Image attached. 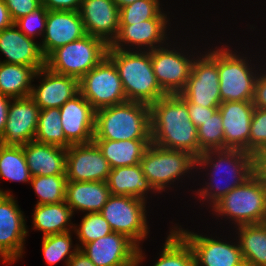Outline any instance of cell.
I'll use <instances>...</instances> for the list:
<instances>
[{
  "instance_id": "13",
  "label": "cell",
  "mask_w": 266,
  "mask_h": 266,
  "mask_svg": "<svg viewBox=\"0 0 266 266\" xmlns=\"http://www.w3.org/2000/svg\"><path fill=\"white\" fill-rule=\"evenodd\" d=\"M24 217L13 194H0V258L3 263L12 264L22 258L28 234Z\"/></svg>"
},
{
  "instance_id": "38",
  "label": "cell",
  "mask_w": 266,
  "mask_h": 266,
  "mask_svg": "<svg viewBox=\"0 0 266 266\" xmlns=\"http://www.w3.org/2000/svg\"><path fill=\"white\" fill-rule=\"evenodd\" d=\"M74 226V233L77 234L78 240L81 242L76 244L80 249L85 244L97 240L100 237H104L112 233V229L108 221L98 213H86L81 220V224L76 228Z\"/></svg>"
},
{
  "instance_id": "6",
  "label": "cell",
  "mask_w": 266,
  "mask_h": 266,
  "mask_svg": "<svg viewBox=\"0 0 266 266\" xmlns=\"http://www.w3.org/2000/svg\"><path fill=\"white\" fill-rule=\"evenodd\" d=\"M109 45L89 34L55 49L46 59L50 71L80 80L106 56Z\"/></svg>"
},
{
  "instance_id": "30",
  "label": "cell",
  "mask_w": 266,
  "mask_h": 266,
  "mask_svg": "<svg viewBox=\"0 0 266 266\" xmlns=\"http://www.w3.org/2000/svg\"><path fill=\"white\" fill-rule=\"evenodd\" d=\"M36 72L26 65L0 62V93L12 99L29 97Z\"/></svg>"
},
{
  "instance_id": "33",
  "label": "cell",
  "mask_w": 266,
  "mask_h": 266,
  "mask_svg": "<svg viewBox=\"0 0 266 266\" xmlns=\"http://www.w3.org/2000/svg\"><path fill=\"white\" fill-rule=\"evenodd\" d=\"M170 231L160 258L153 266H196L191 245L175 228Z\"/></svg>"
},
{
  "instance_id": "48",
  "label": "cell",
  "mask_w": 266,
  "mask_h": 266,
  "mask_svg": "<svg viewBox=\"0 0 266 266\" xmlns=\"http://www.w3.org/2000/svg\"><path fill=\"white\" fill-rule=\"evenodd\" d=\"M67 266H95V264L79 249L69 260Z\"/></svg>"
},
{
  "instance_id": "3",
  "label": "cell",
  "mask_w": 266,
  "mask_h": 266,
  "mask_svg": "<svg viewBox=\"0 0 266 266\" xmlns=\"http://www.w3.org/2000/svg\"><path fill=\"white\" fill-rule=\"evenodd\" d=\"M93 140H151L150 105L126 101L95 111Z\"/></svg>"
},
{
  "instance_id": "42",
  "label": "cell",
  "mask_w": 266,
  "mask_h": 266,
  "mask_svg": "<svg viewBox=\"0 0 266 266\" xmlns=\"http://www.w3.org/2000/svg\"><path fill=\"white\" fill-rule=\"evenodd\" d=\"M13 22L41 6V0H3Z\"/></svg>"
},
{
  "instance_id": "28",
  "label": "cell",
  "mask_w": 266,
  "mask_h": 266,
  "mask_svg": "<svg viewBox=\"0 0 266 266\" xmlns=\"http://www.w3.org/2000/svg\"><path fill=\"white\" fill-rule=\"evenodd\" d=\"M111 169L140 164L151 140H93Z\"/></svg>"
},
{
  "instance_id": "44",
  "label": "cell",
  "mask_w": 266,
  "mask_h": 266,
  "mask_svg": "<svg viewBox=\"0 0 266 266\" xmlns=\"http://www.w3.org/2000/svg\"><path fill=\"white\" fill-rule=\"evenodd\" d=\"M260 72L255 82L252 102L255 108L266 109V71L262 70Z\"/></svg>"
},
{
  "instance_id": "41",
  "label": "cell",
  "mask_w": 266,
  "mask_h": 266,
  "mask_svg": "<svg viewBox=\"0 0 266 266\" xmlns=\"http://www.w3.org/2000/svg\"><path fill=\"white\" fill-rule=\"evenodd\" d=\"M266 148V109L255 108L253 111L250 136L249 153L255 155Z\"/></svg>"
},
{
  "instance_id": "26",
  "label": "cell",
  "mask_w": 266,
  "mask_h": 266,
  "mask_svg": "<svg viewBox=\"0 0 266 266\" xmlns=\"http://www.w3.org/2000/svg\"><path fill=\"white\" fill-rule=\"evenodd\" d=\"M110 190L106 182L67 181L65 202L74 211L98 213L102 210L110 196Z\"/></svg>"
},
{
  "instance_id": "24",
  "label": "cell",
  "mask_w": 266,
  "mask_h": 266,
  "mask_svg": "<svg viewBox=\"0 0 266 266\" xmlns=\"http://www.w3.org/2000/svg\"><path fill=\"white\" fill-rule=\"evenodd\" d=\"M16 28L13 24L0 32V52L6 57V60L0 62L26 65L33 67L36 71L44 68L45 58L40 44Z\"/></svg>"
},
{
  "instance_id": "45",
  "label": "cell",
  "mask_w": 266,
  "mask_h": 266,
  "mask_svg": "<svg viewBox=\"0 0 266 266\" xmlns=\"http://www.w3.org/2000/svg\"><path fill=\"white\" fill-rule=\"evenodd\" d=\"M82 0H41L47 10L79 11Z\"/></svg>"
},
{
  "instance_id": "5",
  "label": "cell",
  "mask_w": 266,
  "mask_h": 266,
  "mask_svg": "<svg viewBox=\"0 0 266 266\" xmlns=\"http://www.w3.org/2000/svg\"><path fill=\"white\" fill-rule=\"evenodd\" d=\"M211 207L221 218L234 221L236 227L266 222V185L254 174Z\"/></svg>"
},
{
  "instance_id": "46",
  "label": "cell",
  "mask_w": 266,
  "mask_h": 266,
  "mask_svg": "<svg viewBox=\"0 0 266 266\" xmlns=\"http://www.w3.org/2000/svg\"><path fill=\"white\" fill-rule=\"evenodd\" d=\"M254 173L266 185V148L254 155Z\"/></svg>"
},
{
  "instance_id": "29",
  "label": "cell",
  "mask_w": 266,
  "mask_h": 266,
  "mask_svg": "<svg viewBox=\"0 0 266 266\" xmlns=\"http://www.w3.org/2000/svg\"><path fill=\"white\" fill-rule=\"evenodd\" d=\"M73 210L65 201L53 204L35 205L33 228L43 232V237L65 233L74 229L71 218Z\"/></svg>"
},
{
  "instance_id": "1",
  "label": "cell",
  "mask_w": 266,
  "mask_h": 266,
  "mask_svg": "<svg viewBox=\"0 0 266 266\" xmlns=\"http://www.w3.org/2000/svg\"><path fill=\"white\" fill-rule=\"evenodd\" d=\"M151 143L170 150H183L198 158L197 127L187 104L177 95H166L150 105Z\"/></svg>"
},
{
  "instance_id": "4",
  "label": "cell",
  "mask_w": 266,
  "mask_h": 266,
  "mask_svg": "<svg viewBox=\"0 0 266 266\" xmlns=\"http://www.w3.org/2000/svg\"><path fill=\"white\" fill-rule=\"evenodd\" d=\"M107 57L117 68L127 101L151 105L167 95L156 80L151 51L108 49Z\"/></svg>"
},
{
  "instance_id": "50",
  "label": "cell",
  "mask_w": 266,
  "mask_h": 266,
  "mask_svg": "<svg viewBox=\"0 0 266 266\" xmlns=\"http://www.w3.org/2000/svg\"><path fill=\"white\" fill-rule=\"evenodd\" d=\"M116 4V6L121 9L122 7H125L127 5L132 4L133 2L137 1V0H113Z\"/></svg>"
},
{
  "instance_id": "27",
  "label": "cell",
  "mask_w": 266,
  "mask_h": 266,
  "mask_svg": "<svg viewBox=\"0 0 266 266\" xmlns=\"http://www.w3.org/2000/svg\"><path fill=\"white\" fill-rule=\"evenodd\" d=\"M106 183L111 195L133 196L147 201L145 194L156 192L144 176L140 164L111 169Z\"/></svg>"
},
{
  "instance_id": "9",
  "label": "cell",
  "mask_w": 266,
  "mask_h": 266,
  "mask_svg": "<svg viewBox=\"0 0 266 266\" xmlns=\"http://www.w3.org/2000/svg\"><path fill=\"white\" fill-rule=\"evenodd\" d=\"M146 203L133 196L110 195L100 213L113 232L127 236L140 247L149 234Z\"/></svg>"
},
{
  "instance_id": "36",
  "label": "cell",
  "mask_w": 266,
  "mask_h": 266,
  "mask_svg": "<svg viewBox=\"0 0 266 266\" xmlns=\"http://www.w3.org/2000/svg\"><path fill=\"white\" fill-rule=\"evenodd\" d=\"M71 233L68 231L42 237V253L48 265H55L67 257L65 259L67 266L69 260L79 250L77 245L72 246Z\"/></svg>"
},
{
  "instance_id": "11",
  "label": "cell",
  "mask_w": 266,
  "mask_h": 266,
  "mask_svg": "<svg viewBox=\"0 0 266 266\" xmlns=\"http://www.w3.org/2000/svg\"><path fill=\"white\" fill-rule=\"evenodd\" d=\"M193 61L191 73L185 88L179 93L189 103L202 107H219L220 81L217 67V47Z\"/></svg>"
},
{
  "instance_id": "40",
  "label": "cell",
  "mask_w": 266,
  "mask_h": 266,
  "mask_svg": "<svg viewBox=\"0 0 266 266\" xmlns=\"http://www.w3.org/2000/svg\"><path fill=\"white\" fill-rule=\"evenodd\" d=\"M48 10L41 5L35 11L17 19L14 24L27 37L34 39L36 36H43L46 27Z\"/></svg>"
},
{
  "instance_id": "25",
  "label": "cell",
  "mask_w": 266,
  "mask_h": 266,
  "mask_svg": "<svg viewBox=\"0 0 266 266\" xmlns=\"http://www.w3.org/2000/svg\"><path fill=\"white\" fill-rule=\"evenodd\" d=\"M23 150L32 177L66 175V148L33 140Z\"/></svg>"
},
{
  "instance_id": "31",
  "label": "cell",
  "mask_w": 266,
  "mask_h": 266,
  "mask_svg": "<svg viewBox=\"0 0 266 266\" xmlns=\"http://www.w3.org/2000/svg\"><path fill=\"white\" fill-rule=\"evenodd\" d=\"M246 266H266V222L237 226Z\"/></svg>"
},
{
  "instance_id": "37",
  "label": "cell",
  "mask_w": 266,
  "mask_h": 266,
  "mask_svg": "<svg viewBox=\"0 0 266 266\" xmlns=\"http://www.w3.org/2000/svg\"><path fill=\"white\" fill-rule=\"evenodd\" d=\"M160 0H137L119 9V24H133L153 18H168L160 8Z\"/></svg>"
},
{
  "instance_id": "32",
  "label": "cell",
  "mask_w": 266,
  "mask_h": 266,
  "mask_svg": "<svg viewBox=\"0 0 266 266\" xmlns=\"http://www.w3.org/2000/svg\"><path fill=\"white\" fill-rule=\"evenodd\" d=\"M0 178L8 181L30 183L32 175L26 163L23 147L0 143ZM0 194L10 195L0 189Z\"/></svg>"
},
{
  "instance_id": "12",
  "label": "cell",
  "mask_w": 266,
  "mask_h": 266,
  "mask_svg": "<svg viewBox=\"0 0 266 266\" xmlns=\"http://www.w3.org/2000/svg\"><path fill=\"white\" fill-rule=\"evenodd\" d=\"M80 250L95 266H139L145 259L141 247L127 236L116 232L91 241Z\"/></svg>"
},
{
  "instance_id": "2",
  "label": "cell",
  "mask_w": 266,
  "mask_h": 266,
  "mask_svg": "<svg viewBox=\"0 0 266 266\" xmlns=\"http://www.w3.org/2000/svg\"><path fill=\"white\" fill-rule=\"evenodd\" d=\"M204 167H211L212 171L210 173L212 175L207 180L210 182H206L207 187L204 186L202 189H198L196 193L199 195L198 197L204 199L203 202L208 200L210 206H213L228 192L242 185L255 174L254 155L240 149L203 151L196 158V169H203ZM220 182L225 183L221 184Z\"/></svg>"
},
{
  "instance_id": "8",
  "label": "cell",
  "mask_w": 266,
  "mask_h": 266,
  "mask_svg": "<svg viewBox=\"0 0 266 266\" xmlns=\"http://www.w3.org/2000/svg\"><path fill=\"white\" fill-rule=\"evenodd\" d=\"M140 165L150 185L161 193L180 177L182 179L196 169V158L186 151L165 149L151 143L145 150Z\"/></svg>"
},
{
  "instance_id": "14",
  "label": "cell",
  "mask_w": 266,
  "mask_h": 266,
  "mask_svg": "<svg viewBox=\"0 0 266 266\" xmlns=\"http://www.w3.org/2000/svg\"><path fill=\"white\" fill-rule=\"evenodd\" d=\"M168 44L165 45L168 48L162 46L151 50V62L161 89L167 95L179 94L188 81L195 55H186L174 47L171 49Z\"/></svg>"
},
{
  "instance_id": "17",
  "label": "cell",
  "mask_w": 266,
  "mask_h": 266,
  "mask_svg": "<svg viewBox=\"0 0 266 266\" xmlns=\"http://www.w3.org/2000/svg\"><path fill=\"white\" fill-rule=\"evenodd\" d=\"M13 101V102H12ZM40 108L29 96L11 99L0 143L23 147L35 139Z\"/></svg>"
},
{
  "instance_id": "21",
  "label": "cell",
  "mask_w": 266,
  "mask_h": 266,
  "mask_svg": "<svg viewBox=\"0 0 266 266\" xmlns=\"http://www.w3.org/2000/svg\"><path fill=\"white\" fill-rule=\"evenodd\" d=\"M60 118L65 137L72 145L93 141L95 110L80 93L60 107Z\"/></svg>"
},
{
  "instance_id": "43",
  "label": "cell",
  "mask_w": 266,
  "mask_h": 266,
  "mask_svg": "<svg viewBox=\"0 0 266 266\" xmlns=\"http://www.w3.org/2000/svg\"><path fill=\"white\" fill-rule=\"evenodd\" d=\"M177 95L187 104L189 117L197 128L211 118V116L218 110V107H202L199 104L189 103L180 94Z\"/></svg>"
},
{
  "instance_id": "35",
  "label": "cell",
  "mask_w": 266,
  "mask_h": 266,
  "mask_svg": "<svg viewBox=\"0 0 266 266\" xmlns=\"http://www.w3.org/2000/svg\"><path fill=\"white\" fill-rule=\"evenodd\" d=\"M30 183L39 197L36 205L65 201L66 175L34 176Z\"/></svg>"
},
{
  "instance_id": "18",
  "label": "cell",
  "mask_w": 266,
  "mask_h": 266,
  "mask_svg": "<svg viewBox=\"0 0 266 266\" xmlns=\"http://www.w3.org/2000/svg\"><path fill=\"white\" fill-rule=\"evenodd\" d=\"M168 21V18H153L133 24H119L118 35L108 49L124 51H128V49L131 51L132 49L134 51V48L137 47V51H151L164 46L163 44L168 40L166 34ZM125 45L129 48L126 47V49ZM132 46L133 48H130ZM140 47L142 48L140 49Z\"/></svg>"
},
{
  "instance_id": "34",
  "label": "cell",
  "mask_w": 266,
  "mask_h": 266,
  "mask_svg": "<svg viewBox=\"0 0 266 266\" xmlns=\"http://www.w3.org/2000/svg\"><path fill=\"white\" fill-rule=\"evenodd\" d=\"M35 141L68 148L72 144L66 139L63 132L60 108L40 110L38 116Z\"/></svg>"
},
{
  "instance_id": "23",
  "label": "cell",
  "mask_w": 266,
  "mask_h": 266,
  "mask_svg": "<svg viewBox=\"0 0 266 266\" xmlns=\"http://www.w3.org/2000/svg\"><path fill=\"white\" fill-rule=\"evenodd\" d=\"M86 33L108 45L119 32V8L113 0H82L79 9Z\"/></svg>"
},
{
  "instance_id": "7",
  "label": "cell",
  "mask_w": 266,
  "mask_h": 266,
  "mask_svg": "<svg viewBox=\"0 0 266 266\" xmlns=\"http://www.w3.org/2000/svg\"><path fill=\"white\" fill-rule=\"evenodd\" d=\"M228 46L217 47V67L221 102L253 101L255 82L259 72ZM253 69V70H252ZM255 69V70H254ZM257 73V74H256Z\"/></svg>"
},
{
  "instance_id": "47",
  "label": "cell",
  "mask_w": 266,
  "mask_h": 266,
  "mask_svg": "<svg viewBox=\"0 0 266 266\" xmlns=\"http://www.w3.org/2000/svg\"><path fill=\"white\" fill-rule=\"evenodd\" d=\"M11 99L12 98L0 93V136L5 129Z\"/></svg>"
},
{
  "instance_id": "20",
  "label": "cell",
  "mask_w": 266,
  "mask_h": 266,
  "mask_svg": "<svg viewBox=\"0 0 266 266\" xmlns=\"http://www.w3.org/2000/svg\"><path fill=\"white\" fill-rule=\"evenodd\" d=\"M87 35L79 11L48 10L41 52L46 59L55 49Z\"/></svg>"
},
{
  "instance_id": "49",
  "label": "cell",
  "mask_w": 266,
  "mask_h": 266,
  "mask_svg": "<svg viewBox=\"0 0 266 266\" xmlns=\"http://www.w3.org/2000/svg\"><path fill=\"white\" fill-rule=\"evenodd\" d=\"M14 24L9 10L3 0H0V32Z\"/></svg>"
},
{
  "instance_id": "19",
  "label": "cell",
  "mask_w": 266,
  "mask_h": 266,
  "mask_svg": "<svg viewBox=\"0 0 266 266\" xmlns=\"http://www.w3.org/2000/svg\"><path fill=\"white\" fill-rule=\"evenodd\" d=\"M255 107L252 101L222 102L218 110L222 118L224 149L249 152L250 126Z\"/></svg>"
},
{
  "instance_id": "39",
  "label": "cell",
  "mask_w": 266,
  "mask_h": 266,
  "mask_svg": "<svg viewBox=\"0 0 266 266\" xmlns=\"http://www.w3.org/2000/svg\"><path fill=\"white\" fill-rule=\"evenodd\" d=\"M197 136L202 151L224 149V132L219 110L197 128Z\"/></svg>"
},
{
  "instance_id": "10",
  "label": "cell",
  "mask_w": 266,
  "mask_h": 266,
  "mask_svg": "<svg viewBox=\"0 0 266 266\" xmlns=\"http://www.w3.org/2000/svg\"><path fill=\"white\" fill-rule=\"evenodd\" d=\"M79 93L95 111L127 101L117 68L107 56L79 80Z\"/></svg>"
},
{
  "instance_id": "16",
  "label": "cell",
  "mask_w": 266,
  "mask_h": 266,
  "mask_svg": "<svg viewBox=\"0 0 266 266\" xmlns=\"http://www.w3.org/2000/svg\"><path fill=\"white\" fill-rule=\"evenodd\" d=\"M175 228L191 245L196 266H246L239 243L223 242L183 228Z\"/></svg>"
},
{
  "instance_id": "15",
  "label": "cell",
  "mask_w": 266,
  "mask_h": 266,
  "mask_svg": "<svg viewBox=\"0 0 266 266\" xmlns=\"http://www.w3.org/2000/svg\"><path fill=\"white\" fill-rule=\"evenodd\" d=\"M110 170L107 160L93 141L87 144H74L66 149L67 181L106 182Z\"/></svg>"
},
{
  "instance_id": "22",
  "label": "cell",
  "mask_w": 266,
  "mask_h": 266,
  "mask_svg": "<svg viewBox=\"0 0 266 266\" xmlns=\"http://www.w3.org/2000/svg\"><path fill=\"white\" fill-rule=\"evenodd\" d=\"M42 76L40 85L32 86L30 95L40 110L60 108L79 93V80L75 77L54 73L47 67L38 70L34 79Z\"/></svg>"
}]
</instances>
